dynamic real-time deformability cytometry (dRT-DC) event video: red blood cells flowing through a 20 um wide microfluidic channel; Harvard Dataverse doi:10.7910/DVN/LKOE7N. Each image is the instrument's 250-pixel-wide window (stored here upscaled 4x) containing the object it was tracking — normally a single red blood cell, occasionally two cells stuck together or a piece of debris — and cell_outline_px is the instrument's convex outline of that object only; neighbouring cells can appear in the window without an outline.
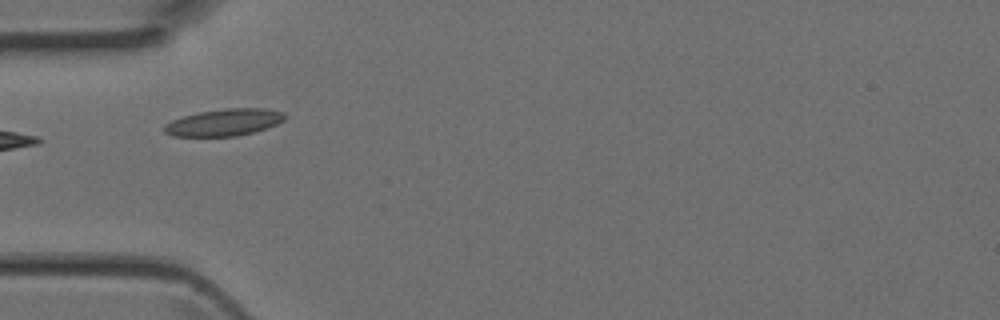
{"species": "Egyptian fruit bat (a non-hibernating species)", "species_latin": "Rousettus aegyptiacus", "temperature_condition": "room temperature", "stored_images_in_passage": 5, "camera_frame_rate_fps": 3000, "um_per_image_px": 0.085, "animal": {"sex": "female"}, "frame": {"image": 1, "passage_image": 4, "time_ms": 1.0, "image_size_px": [1000, 320], "cell_outline_px": [[288, 116], [284, 120], [276, 124], [256, 132], [236, 136], [172, 136], [164, 132], [164, 124], [172, 120], [184, 116], [200, 112], [224, 108], [264, 108], [284, 112]], "centroid_in_image_um": [19.08, 10.4], "position_along_channel_um": 65.9, "area_um2": 19.02}}
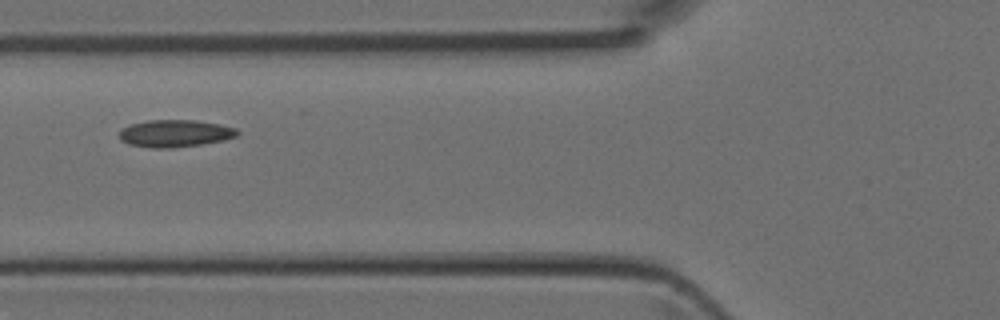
{"frame": {"image": 2, "passage_image": 5, "time_ms": 1.333, "image_size_px": [1000, 320], "cell_outline_px": [[240, 132], [236, 136], [224, 140], [200, 144], [172, 148], [152, 148], [128, 144], [120, 140], [120, 128], [128, 124], [148, 120], [196, 120], [220, 124], [236, 128]], "centroid_in_image_um": [14.85, 11.33], "position_along_channel_um": 111.0, "area_um2": 18.9}}